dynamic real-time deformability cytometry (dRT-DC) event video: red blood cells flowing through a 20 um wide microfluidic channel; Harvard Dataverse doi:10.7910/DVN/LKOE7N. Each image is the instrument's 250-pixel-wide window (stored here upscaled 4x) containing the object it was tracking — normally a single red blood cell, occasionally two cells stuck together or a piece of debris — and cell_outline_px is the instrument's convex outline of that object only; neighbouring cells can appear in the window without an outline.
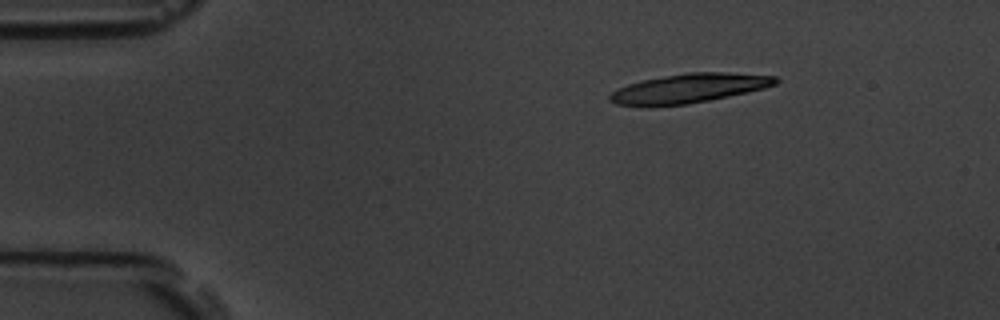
{"species": "common noctule bat (a hibernating species)", "species_latin": "Nyctalus noctula", "temperature_condition": "room temperature", "stored_images_in_passage": 4, "camera_frame_rate_fps": 3000, "um_per_image_px": 0.085, "animal": {"sex": "male", "body_mass_g": 19.5, "forearm_length_mm": 54.6}, "frame": {"image": 1, "passage_image": 1, "time_ms": 0.0, "image_size_px": [1000, 320], "cell_outline_px": [[780, 80], [776, 84], [764, 88], [748, 92], [688, 104], [648, 108], [640, 108], [616, 104], [608, 100], [608, 96], [612, 92], [628, 84], [644, 80], [664, 76], [688, 72], [728, 72], [776, 76]], "centroid_in_image_um": [58.51, 7.53], "position_along_channel_um": 26.5, "area_um2": 28.67}}